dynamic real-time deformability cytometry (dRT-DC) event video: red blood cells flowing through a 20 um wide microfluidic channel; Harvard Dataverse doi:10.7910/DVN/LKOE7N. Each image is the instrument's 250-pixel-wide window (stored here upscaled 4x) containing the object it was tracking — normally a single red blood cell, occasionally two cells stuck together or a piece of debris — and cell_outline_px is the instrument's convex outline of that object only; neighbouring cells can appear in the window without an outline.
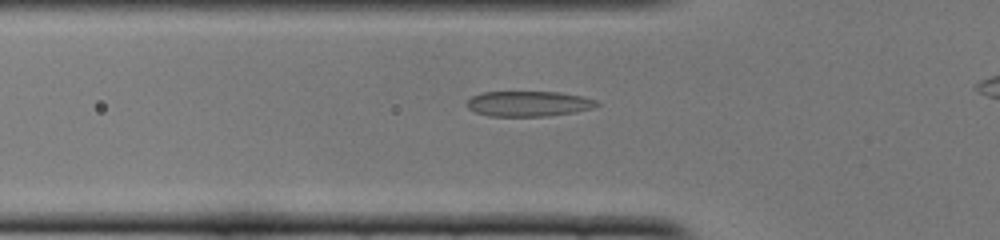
{"species": "common noctule bat (a hibernating species)", "species_latin": "Nyctalus noctula", "temperature_condition": "cold", "stored_images_in_passage": 36, "camera_frame_rate_fps": 3000, "um_per_image_px": 0.085, "animal": {"sex": "female", "body_mass_g": 22.0, "forearm_length_mm": 56.7}, "frame": {"image": 1, "passage_image": 11, "time_ms": 3.333, "image_size_px": [1000, 240], "cell_outline_px": [[600, 104], [592, 108], [576, 112], [548, 116], [488, 116], [476, 112], [468, 108], [464, 104], [472, 96], [484, 92], [560, 92], [580, 96], [596, 100]], "centroid_in_image_um": [44.91, 8.82], "position_along_channel_um": 80.9, "area_um2": 19.19}}
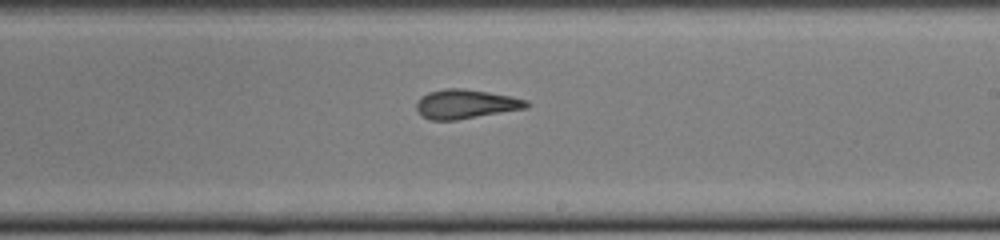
{"frame": {"image": 2, "passage_image": 24, "time_ms": 7.667, "image_size_px": [1000, 240], "cell_outline_px": [[532, 104], [528, 108], [456, 120], [428, 120], [420, 116], [416, 108], [416, 100], [420, 96], [428, 92], [444, 88], [464, 88], [512, 96], [528, 100]], "centroid_in_image_um": [39.57, 8.84], "position_along_channel_um": 249.4, "area_um2": 19.13}}
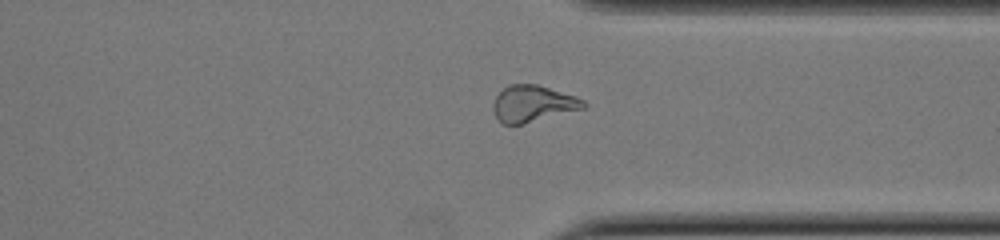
{"frame": {"image": 3, "passage_image": 33, "time_ms": 10.667, "image_size_px": [1000, 240], "cell_outline_px": [[588, 104], [584, 108], [524, 124], [504, 124], [496, 116], [492, 108], [492, 104], [496, 96], [508, 84], [536, 84], [576, 96], [584, 100]], "centroid_in_image_um": [45.3, 8.81], "position_along_channel_um": 366.1, "area_um2": 19.13}}